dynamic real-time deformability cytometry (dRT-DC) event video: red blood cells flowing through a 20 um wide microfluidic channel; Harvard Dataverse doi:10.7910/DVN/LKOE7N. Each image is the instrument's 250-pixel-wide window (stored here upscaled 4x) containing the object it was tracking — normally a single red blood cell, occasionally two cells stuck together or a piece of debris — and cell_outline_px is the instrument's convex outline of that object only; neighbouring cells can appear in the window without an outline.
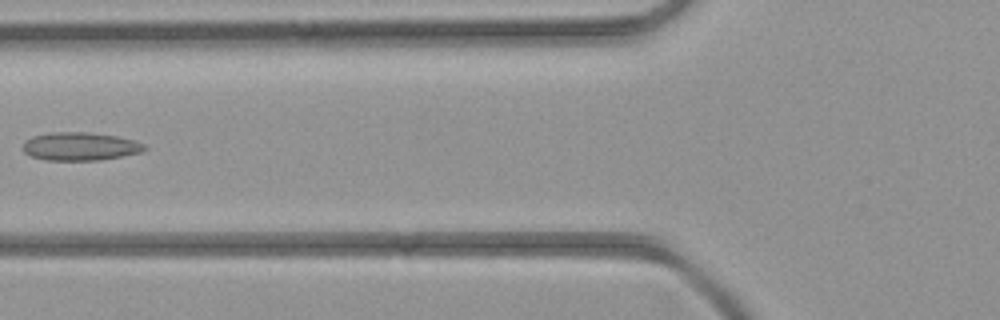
{"species": "common noctule bat (a hibernating species)", "species_latin": "Nyctalus noctula", "temperature_condition": "room temperature", "stored_images_in_passage": 4, "camera_frame_rate_fps": 3000, "um_per_image_px": 0.085, "animal": {"sex": "female", "body_mass_g": 21.9}, "frame": {"image": 1, "passage_image": 4, "time_ms": 4.333, "image_size_px": [1000, 320], "cell_outline_px": [[148, 148], [140, 152], [100, 160], [44, 160], [32, 156], [24, 152], [24, 140], [32, 136], [52, 132], [84, 132], [116, 136], [132, 140], [144, 144]], "centroid_in_image_um": [6.78, 12.44], "position_along_channel_um": 119.0, "area_um2": 19.77}}